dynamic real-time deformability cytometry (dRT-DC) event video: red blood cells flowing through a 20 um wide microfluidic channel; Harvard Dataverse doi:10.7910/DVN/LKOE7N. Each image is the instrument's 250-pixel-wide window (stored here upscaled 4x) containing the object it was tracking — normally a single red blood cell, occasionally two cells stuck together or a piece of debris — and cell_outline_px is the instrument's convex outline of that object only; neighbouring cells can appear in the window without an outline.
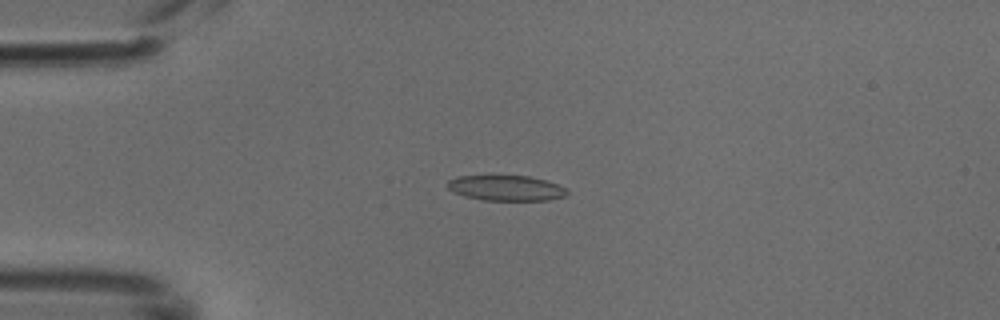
{"species": "common noctule bat (a hibernating species)", "species_latin": "Nyctalus noctula", "temperature_condition": "cold", "stored_images_in_passage": 49, "camera_frame_rate_fps": 3000, "um_per_image_px": 0.085, "animal": {"sex": "male", "body_mass_g": 18.8}, "frame": {"image": 1, "passage_image": 12, "time_ms": 3.667, "image_size_px": [1000, 320], "cell_outline_px": [[568, 192], [564, 196], [548, 200], [480, 200], [464, 196], [448, 188], [448, 180], [456, 176], [528, 176], [544, 180], [568, 188]], "centroid_in_image_um": [43.02, 15.98], "position_along_channel_um": 42.0, "area_um2": 17.51}}
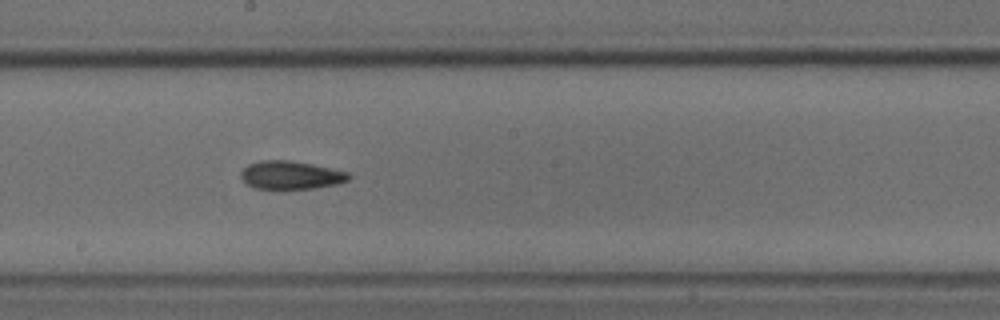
{"frame": {"image": 2, "passage_image": 27, "time_ms": 8.667, "image_size_px": [1000, 320], "cell_outline_px": [[352, 176], [348, 180], [336, 184], [312, 188], [256, 188], [248, 184], [240, 176], [240, 172], [248, 164], [260, 160], [288, 160], [312, 164], [348, 172]], "centroid_in_image_um": [24.72, 14.87], "position_along_channel_um": 223.5, "area_um2": 17.46}}
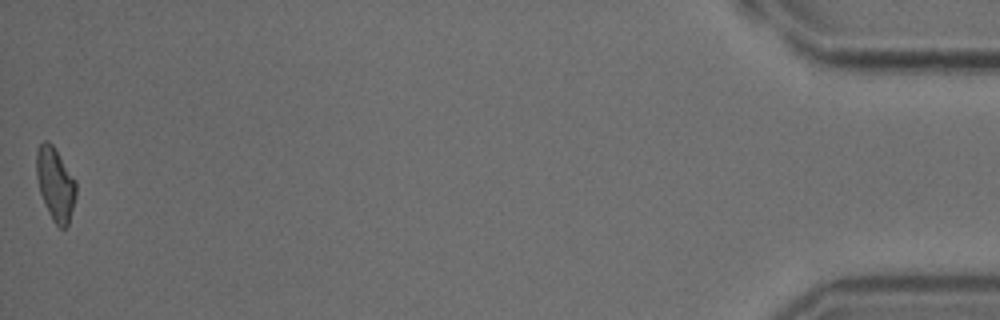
{"frame": {"image": 3, "passage_image": 49, "time_ms": 16.0, "image_size_px": [1000, 320], "cell_outline_px": [[76, 196], [68, 224], [64, 228], [60, 228], [52, 220], [44, 204], [40, 192], [36, 176], [36, 148], [44, 140], [48, 140], [52, 144], [76, 180]], "centroid_in_image_um": [4.69, 15.62], "position_along_channel_um": 430.5, "area_um2": 16.94}}